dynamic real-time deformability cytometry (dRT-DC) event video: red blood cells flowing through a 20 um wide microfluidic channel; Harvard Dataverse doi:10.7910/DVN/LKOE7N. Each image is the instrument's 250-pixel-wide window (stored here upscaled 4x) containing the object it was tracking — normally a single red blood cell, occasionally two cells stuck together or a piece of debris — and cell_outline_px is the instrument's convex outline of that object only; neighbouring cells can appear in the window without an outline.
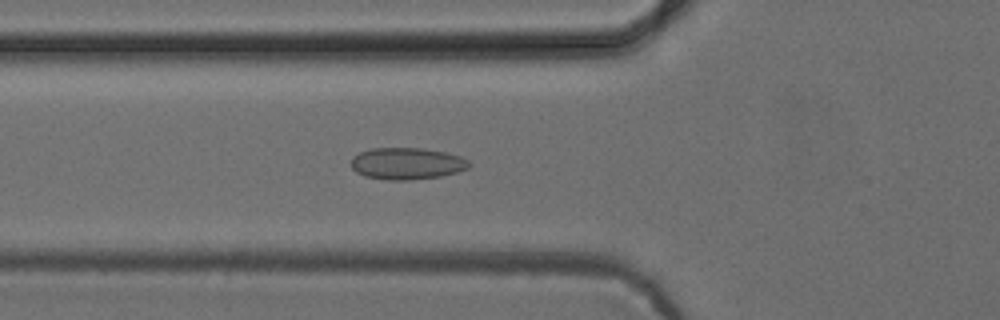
{"species": "common noctule bat (a hibernating species)", "species_latin": "Nyctalus noctula", "temperature_condition": "cold", "stored_images_in_passage": 48, "camera_frame_rate_fps": 3000, "um_per_image_px": 0.085, "animal": {"sex": "female", "body_mass_g": 24.6, "forearm_length_mm": 56.2}, "frame": {"image": 1, "passage_image": 13, "time_ms": 4.0, "image_size_px": [1000, 320], "cell_outline_px": [[472, 164], [468, 168], [456, 172], [440, 176], [408, 180], [384, 180], [364, 176], [356, 172], [352, 168], [352, 156], [360, 152], [372, 148], [420, 148], [444, 152], [460, 156], [468, 160]], "centroid_in_image_um": [34.57, 13.9], "position_along_channel_um": 91.2, "area_um2": 21.85}}
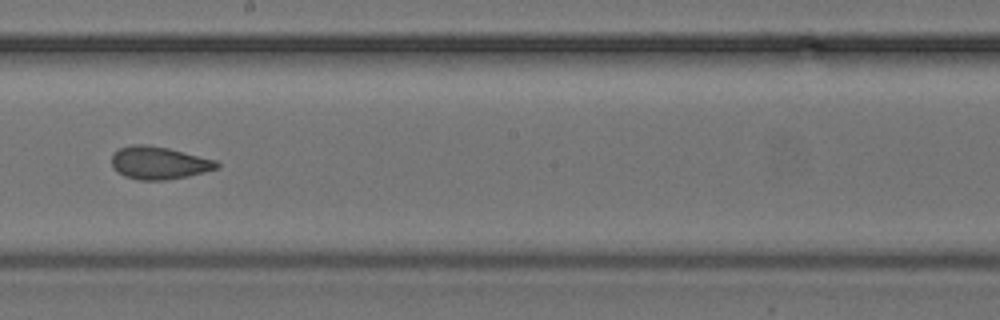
{"frame": {"image": 2, "passage_image": 24, "time_ms": 7.667, "image_size_px": [1000, 320], "cell_outline_px": [[220, 168], [188, 176], [164, 180], [140, 180], [124, 176], [116, 172], [112, 164], [112, 152], [120, 148], [132, 144], [144, 144], [168, 148], [216, 160], [220, 164]], "centroid_in_image_um": [13.5, 13.84], "position_along_channel_um": 234.7, "area_um2": 20.11}}
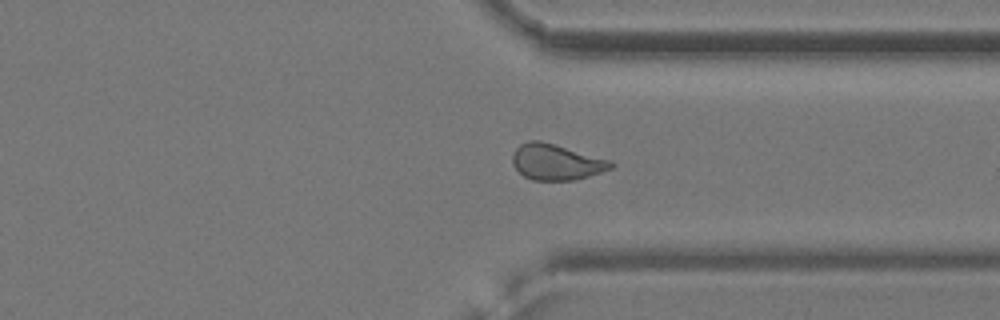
{"frame": {"image": 3, "passage_image": 34, "time_ms": 11.0, "image_size_px": [1000, 320], "cell_outline_px": [[616, 164], [612, 168], [576, 180], [532, 180], [524, 176], [512, 164], [512, 152], [520, 144], [528, 140], [540, 140], [612, 160]], "centroid_in_image_um": [47.28, 13.76], "position_along_channel_um": 364.1, "area_um2": 20.69}, "authors_computed_cell_mechanics": {"area_um2": 20.6346, "velocity_mm_per_s": 3.8918, "shape_relaxation_time_tau1_ms": null, "shape_relaxation_time_tau2_ms": 2.7038, "deformation_change_tau1": null, "deformation_change_tau2": 0.0747}}